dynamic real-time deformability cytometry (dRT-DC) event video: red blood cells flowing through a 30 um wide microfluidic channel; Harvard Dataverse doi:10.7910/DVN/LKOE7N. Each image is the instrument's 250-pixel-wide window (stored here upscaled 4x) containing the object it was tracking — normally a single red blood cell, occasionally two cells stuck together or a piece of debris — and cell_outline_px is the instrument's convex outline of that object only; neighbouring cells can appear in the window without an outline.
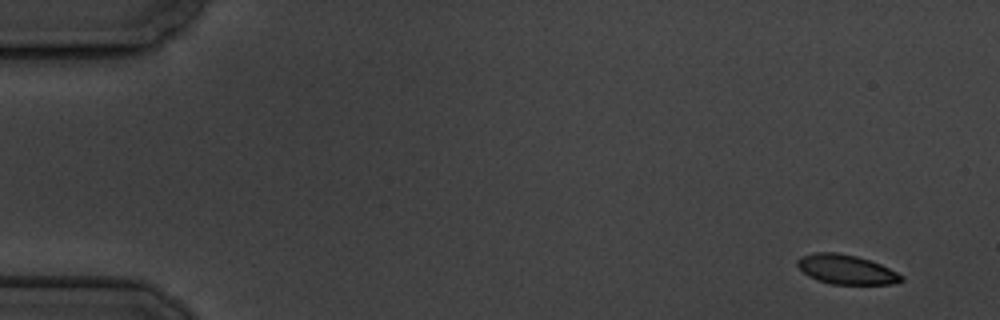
{"species": "common noctule bat (a hibernating species)", "species_latin": "Nyctalus noctula", "temperature_condition": "cold", "stored_images_in_passage": 13, "camera_frame_rate_fps": 3000, "um_per_image_px": 0.085, "animal": {"sex": "male", "body_mass_g": 19.5, "forearm_length_mm": 54.6}, "frame": {"image": 1, "passage_image": 1, "time_ms": 0.0, "image_size_px": [1000, 320], "cell_outline_px": [[904, 280], [892, 284], [832, 284], [816, 280], [808, 276], [796, 264], [796, 260], [800, 256], [816, 252], [836, 252], [856, 256], [880, 264], [904, 276]], "centroid_in_image_um": [71.9, 22.9], "position_along_channel_um": 13.1, "area_um2": 17.8}}
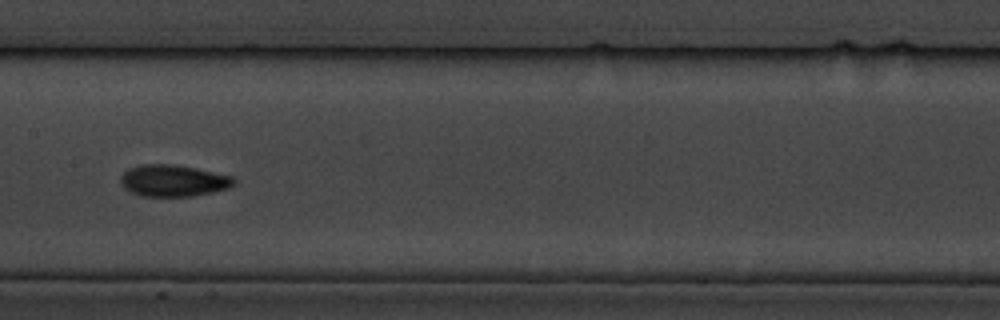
{"frame": {"image": 2, "passage_image": 8, "time_ms": 9.0, "image_size_px": [1000, 320], "cell_outline_px": [[236, 184], [228, 188], [212, 192], [192, 196], [144, 196], [132, 192], [124, 188], [120, 184], [120, 176], [128, 168], [144, 164], [176, 164], [196, 168], [232, 176], [236, 180]], "centroid_in_image_um": [14.73, 15.35], "position_along_channel_um": 192.7, "area_um2": 20.98}}
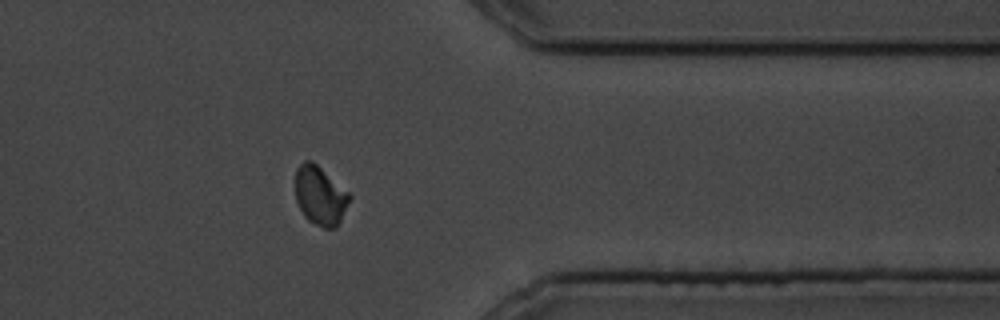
{"frame": {"image": 3, "passage_image": 13, "time_ms": 15.0, "image_size_px": [1000, 320], "cell_outline_px": [[352, 196], [336, 228], [324, 228], [308, 220], [304, 216], [296, 200], [296, 168], [304, 160], [312, 160], [348, 192]], "centroid_in_image_um": [27.2, 16.62], "position_along_channel_um": 384.2, "area_um2": 18.38}, "authors_computed_cell_mechanics": {"area_um2": 19.5942, "velocity_mm_per_s": 3.3673, "shape_relaxation_time_tau1_ms": 4.4395, "shape_relaxation_time_tau2_ms": 2.7062, "deformation_change_tau1": 0.1109, "deformation_change_tau2": 0.0245}}